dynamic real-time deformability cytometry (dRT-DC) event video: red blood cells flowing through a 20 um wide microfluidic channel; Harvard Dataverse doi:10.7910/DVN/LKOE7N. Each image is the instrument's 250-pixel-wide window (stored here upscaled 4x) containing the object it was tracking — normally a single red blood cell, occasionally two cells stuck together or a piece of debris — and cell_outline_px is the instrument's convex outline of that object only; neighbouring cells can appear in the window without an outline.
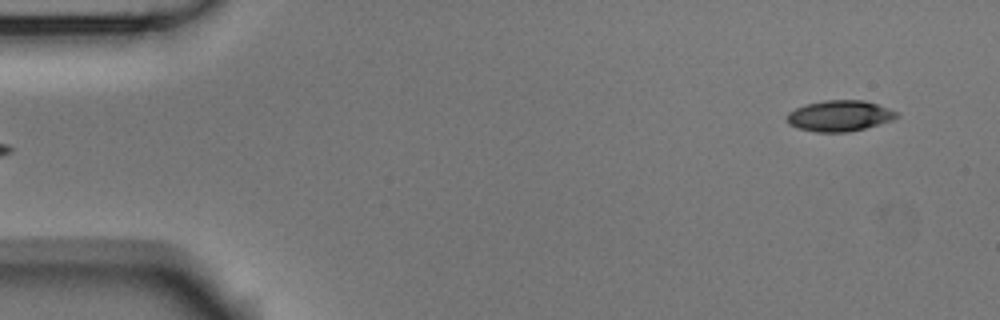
{"species": "Egyptian fruit bat (a non-hibernating species)", "species_latin": "Rousettus aegyptiacus", "temperature_condition": "room temperature", "stored_images_in_passage": 5, "segment_of_instrument_passage": [2, 2], "camera_frame_rate_fps": 3000, "um_per_image_px": 0.085, "animal": {"sex": "male"}, "frame": {"image": 1, "passage_image": 5, "time_ms": 1.333, "image_size_px": [1000, 320], "cell_outline_px": [[900, 116], [892, 120], [864, 128], [848, 132], [816, 132], [796, 128], [788, 124], [788, 112], [804, 104], [824, 100], [864, 100], [900, 112]], "centroid_in_image_um": [71.36, 9.84], "position_along_channel_um": 13.6, "area_um2": 19.83}}